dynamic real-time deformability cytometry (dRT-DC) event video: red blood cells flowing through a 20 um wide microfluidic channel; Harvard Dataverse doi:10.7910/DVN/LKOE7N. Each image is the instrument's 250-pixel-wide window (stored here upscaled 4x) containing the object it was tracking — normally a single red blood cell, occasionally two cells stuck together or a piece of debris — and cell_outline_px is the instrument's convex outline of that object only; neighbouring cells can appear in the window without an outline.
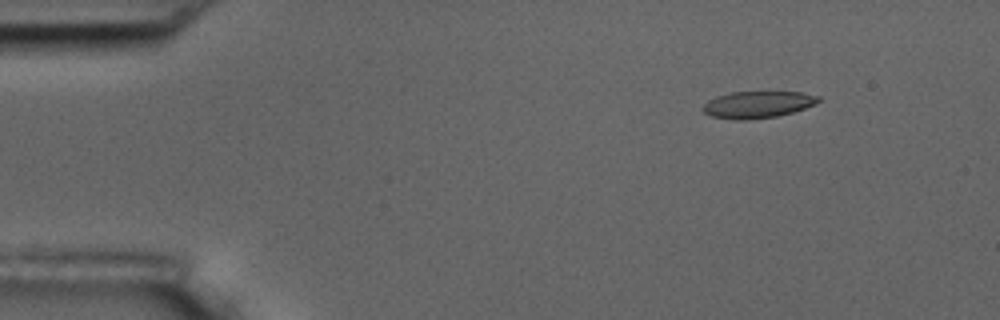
{"species": "common noctule bat (a hibernating species)", "species_latin": "Nyctalus noctula", "temperature_condition": "room temperature", "stored_images_in_passage": 4, "camera_frame_rate_fps": 3000, "um_per_image_px": 0.085, "animal": {"sex": "male", "body_mass_g": 17.5, "forearm_length_mm": 52.3}, "frame": {"image": 1, "passage_image": 1, "time_ms": 0.0, "image_size_px": [1000, 320], "cell_outline_px": [[820, 100], [816, 104], [792, 112], [776, 116], [744, 120], [732, 120], [712, 116], [704, 112], [700, 108], [708, 100], [716, 96], [732, 92], [800, 92], [820, 96]], "centroid_in_image_um": [64.37, 8.89], "position_along_channel_um": 20.6, "area_um2": 18.03}}
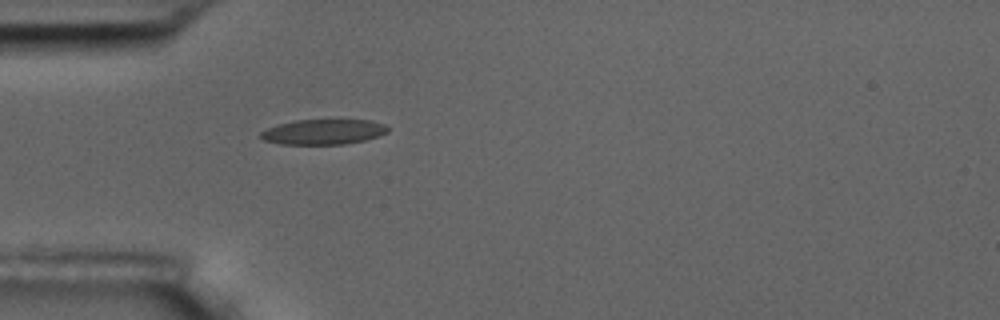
{"frame": {"image": 2, "passage_image": 4, "time_ms": 3.333, "image_size_px": [1000, 320], "cell_outline_px": [[388, 132], [364, 140], [344, 144], [280, 144], [264, 140], [256, 136], [260, 132], [268, 128], [280, 124], [296, 120], [372, 120], [384, 124], [388, 128]], "centroid_in_image_um": [27.45, 11.21], "position_along_channel_um": 57.5, "area_um2": 18.55}}